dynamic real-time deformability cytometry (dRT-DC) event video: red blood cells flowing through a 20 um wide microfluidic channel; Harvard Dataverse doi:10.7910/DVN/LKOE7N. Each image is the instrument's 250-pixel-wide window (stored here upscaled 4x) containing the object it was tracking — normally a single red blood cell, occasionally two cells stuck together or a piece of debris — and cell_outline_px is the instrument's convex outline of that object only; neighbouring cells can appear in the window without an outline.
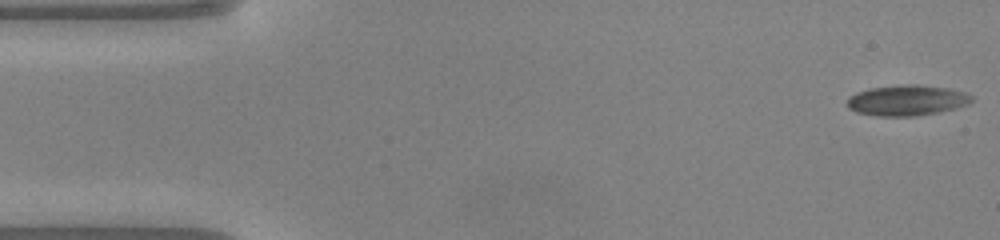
{"species": "common noctule bat (a hibernating species)", "species_latin": "Nyctalus noctula", "temperature_condition": "warm", "stored_images_in_passage": 48, "camera_frame_rate_fps": 3000, "um_per_image_px": 0.085, "animal": {"sex": "male", "body_mass_g": 20.0, "forearm_length_mm": 53.3}, "frame": {"image": 1, "passage_image": 1, "time_ms": 0.0, "image_size_px": [1000, 240], "cell_outline_px": [[972, 100], [968, 104], [956, 108], [916, 116], [876, 116], [856, 112], [848, 108], [848, 96], [856, 92], [868, 88], [904, 84], [916, 84], [948, 88], [964, 92], [972, 96]], "centroid_in_image_um": [77.05, 8.52], "position_along_channel_um": 7.9, "area_um2": 22.25}}
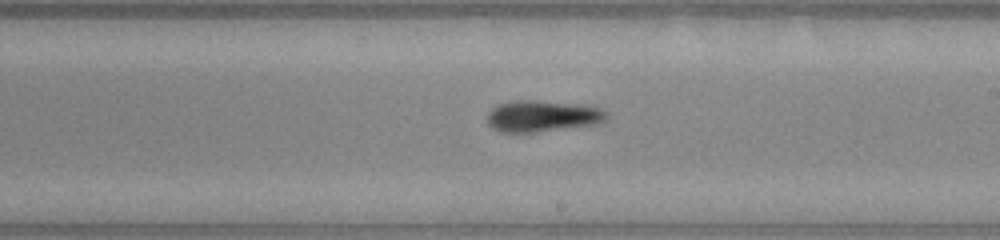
{"frame": {"image": 2, "passage_image": 27, "time_ms": 8.667, "image_size_px": [1000, 240], "cell_outline_px": [[608, 116], [600, 124], [532, 132], [504, 132], [492, 128], [488, 124], [488, 112], [496, 104], [516, 100], [536, 100], [580, 104], [600, 108], [608, 112]], "centroid_in_image_um": [46.12, 9.85], "position_along_channel_um": 242.9, "area_um2": 21.91}}
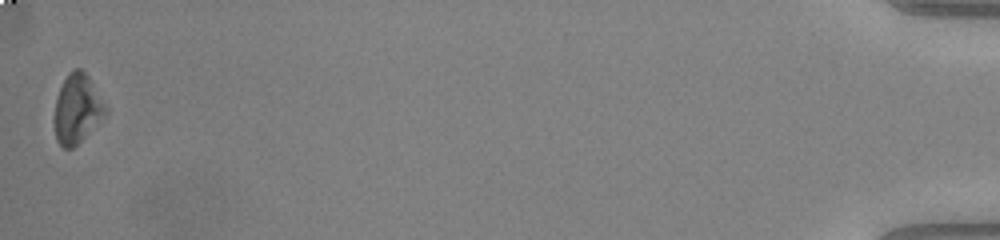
{"frame": {"image": 3, "passage_image": 48, "time_ms": 15.667, "image_size_px": [1000, 240], "cell_outline_px": [[108, 112], [72, 148], [64, 148], [56, 140], [56, 100], [60, 88], [68, 72], [76, 68], [80, 68], [88, 76], [108, 108]], "centroid_in_image_um": [6.58, 9.21], "position_along_channel_um": 428.6, "area_um2": 19.88}, "authors_computed_cell_mechanics": {"area_um2": 21.2704, "velocity_mm_per_s": 4.1014, "shape_relaxation_time_tau1_ms": 3.5551, "shape_relaxation_time_tau2_ms": 5.2024, "deformation_change_tau1": 0.1491, "deformation_change_tau2": 0.141}}